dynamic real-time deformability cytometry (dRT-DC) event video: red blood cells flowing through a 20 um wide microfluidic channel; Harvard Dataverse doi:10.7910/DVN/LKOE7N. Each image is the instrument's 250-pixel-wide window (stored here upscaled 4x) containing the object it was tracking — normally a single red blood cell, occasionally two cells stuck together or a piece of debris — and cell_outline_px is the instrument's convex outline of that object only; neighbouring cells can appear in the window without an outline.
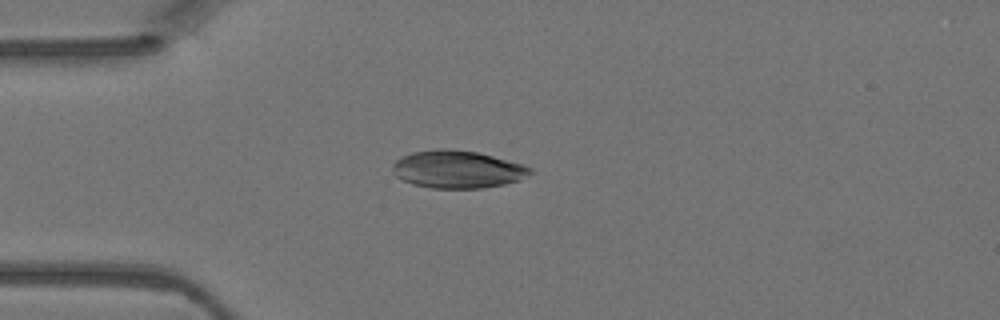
{"species": "Egyptian fruit bat (a non-hibernating species)", "species_latin": "Rousettus aegyptiacus", "temperature_condition": "warm", "stored_images_in_passage": 1, "camera_frame_rate_fps": 3000, "um_per_image_px": 0.085, "animal": {"sex": "female"}, "frame": {"image": 1, "passage_image": 1, "time_ms": 0.0, "image_size_px": [1000, 320], "cell_outline_px": [[532, 172], [520, 180], [504, 184], [480, 188], [432, 188], [412, 184], [396, 176], [392, 172], [392, 164], [396, 160], [412, 152], [436, 148], [448, 148], [476, 152], [524, 164], [532, 168]], "centroid_in_image_um": [38.87, 14.39], "position_along_channel_um": 46.1, "area_um2": 30.17}}